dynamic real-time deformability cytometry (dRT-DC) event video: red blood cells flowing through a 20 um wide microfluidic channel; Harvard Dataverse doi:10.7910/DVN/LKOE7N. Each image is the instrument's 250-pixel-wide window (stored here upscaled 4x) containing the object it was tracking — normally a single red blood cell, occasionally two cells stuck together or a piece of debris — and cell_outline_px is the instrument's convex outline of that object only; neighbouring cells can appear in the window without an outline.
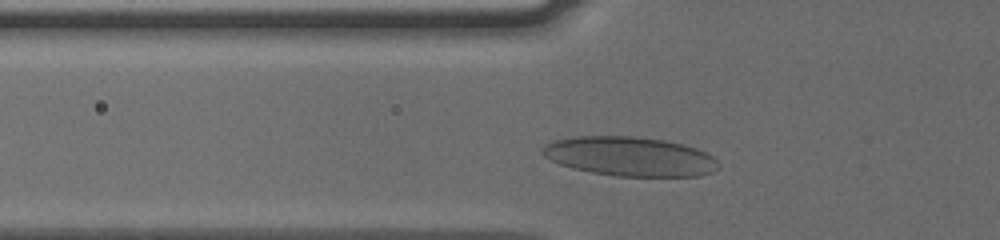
{"species": "human", "species_latin": "Homo sapiens", "temperature_condition": "cold", "stored_images_in_passage": 30, "camera_frame_rate_fps": 3000, "um_per_image_px": 0.085, "donor": {"sex": "male"}, "frame": {"image": 1, "passage_image": 3, "time_ms": 0.667, "image_size_px": [1000, 240], "cell_outline_px": [[720, 164], [712, 172], [700, 176], [616, 176], [592, 172], [572, 168], [560, 164], [544, 156], [540, 152], [540, 148], [544, 144], [556, 140], [576, 136], [632, 136], [664, 140], [696, 148], [712, 156]], "centroid_in_image_um": [53.5, 13.3], "position_along_channel_um": 72.3, "area_um2": 40.17}}
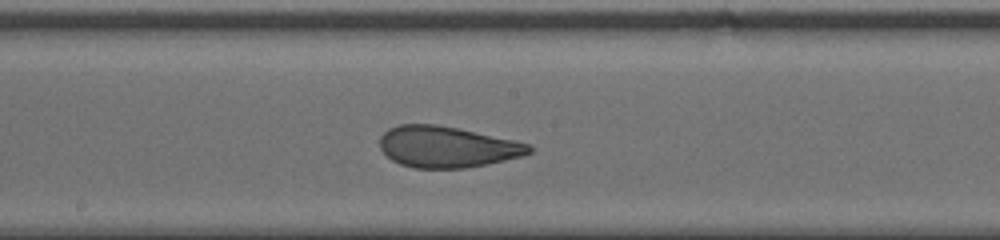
{"frame": {"image": 2, "passage_image": 14, "time_ms": 4.333, "image_size_px": [1000, 240], "cell_outline_px": [[532, 152], [524, 156], [488, 164], [464, 168], [416, 168], [400, 164], [392, 160], [380, 148], [380, 136], [388, 128], [400, 124], [436, 124], [516, 140], [528, 144], [532, 148]], "centroid_in_image_um": [38.01, 12.48], "position_along_channel_um": 210.2, "area_um2": 35.84}}
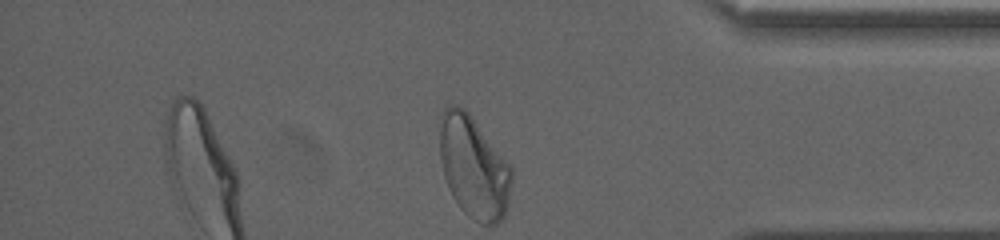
{"frame": {"image": 3, "passage_image": 30, "time_ms": 9.667, "image_size_px": [1000, 240], "cell_outline_px": [[512, 180], [508, 204], [504, 216], [496, 224], [480, 224], [468, 216], [460, 208], [452, 196], [448, 188], [444, 176], [440, 160], [440, 128], [444, 108], [448, 104], [456, 104], [464, 108], [468, 112], [512, 168]], "centroid_in_image_um": [40.25, 14.23], "position_along_channel_um": 394.9, "area_um2": 42.6}, "authors_computed_cell_mechanics": {"area_um2": 36.7897, "velocity_mm_per_s": 3.7826, "shape_relaxation_time_tau1_ms": null, "shape_relaxation_time_tau2_ms": 0.826, "deformation_change_tau1": null, "deformation_change_tau2": 0.0748}}